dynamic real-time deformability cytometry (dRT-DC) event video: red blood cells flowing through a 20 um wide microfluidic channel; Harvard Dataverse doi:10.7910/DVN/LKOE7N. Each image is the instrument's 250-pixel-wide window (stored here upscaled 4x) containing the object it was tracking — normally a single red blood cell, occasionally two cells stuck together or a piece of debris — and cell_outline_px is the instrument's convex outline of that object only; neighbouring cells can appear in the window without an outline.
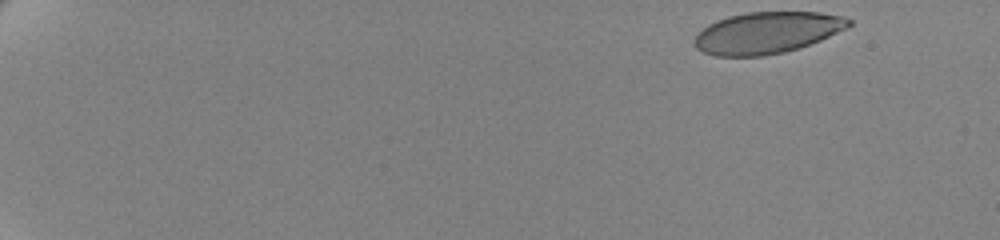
{"species": "human", "species_latin": "Homo sapiens", "temperature_condition": "cold", "stored_images_in_passage": 55, "camera_frame_rate_fps": 3000, "um_per_image_px": 0.085, "donor": {"sex": "female"}, "frame": {"image": 1, "passage_image": 1, "time_ms": 0.0, "image_size_px": [1000, 240], "cell_outline_px": [[852, 24], [820, 40], [784, 52], [764, 56], [716, 56], [704, 52], [696, 48], [696, 36], [708, 24], [716, 20], [728, 16], [744, 12], [820, 12], [840, 16], [852, 20]], "centroid_in_image_um": [65.17, 2.77], "position_along_channel_um": 19.8, "area_um2": 36.93}}
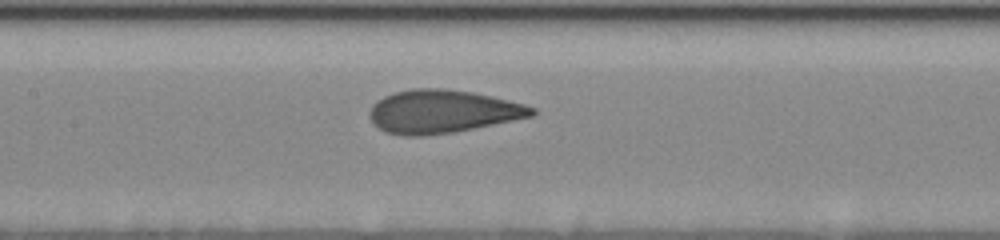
{"frame": {"image": 2, "passage_image": 28, "time_ms": 9.0, "image_size_px": [1000, 240], "cell_outline_px": [[536, 112], [532, 116], [452, 132], [420, 136], [404, 136], [384, 132], [372, 120], [372, 104], [376, 100], [392, 92], [412, 88], [444, 88], [472, 92], [492, 96], [524, 104], [536, 108]], "centroid_in_image_um": [37.6, 9.46], "position_along_channel_um": 169.8, "area_um2": 40.46}}
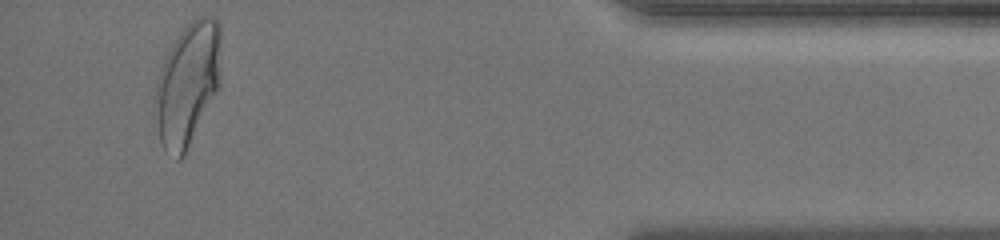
{"frame": {"image": 3, "passage_image": 53, "time_ms": 17.333, "image_size_px": [1000, 240], "cell_outline_px": [[220, 84], [184, 156], [180, 160], [176, 160], [164, 148], [160, 140], [156, 92], [156, 80], [164, 60], [172, 44], [188, 20], [200, 16], [208, 16], [216, 20], [220, 24]], "centroid_in_image_um": [15.98, 7.09], "position_along_channel_um": 419.2, "area_um2": 46.36}, "authors_computed_cell_mechanics": {"area_um2": 40.171, "velocity_mm_per_s": 3.4801, "shape_relaxation_time_tau1_ms": 6.2014, "shape_relaxation_time_tau2_ms": null, "deformation_change_tau1": 0.1874, "deformation_change_tau2": null}}